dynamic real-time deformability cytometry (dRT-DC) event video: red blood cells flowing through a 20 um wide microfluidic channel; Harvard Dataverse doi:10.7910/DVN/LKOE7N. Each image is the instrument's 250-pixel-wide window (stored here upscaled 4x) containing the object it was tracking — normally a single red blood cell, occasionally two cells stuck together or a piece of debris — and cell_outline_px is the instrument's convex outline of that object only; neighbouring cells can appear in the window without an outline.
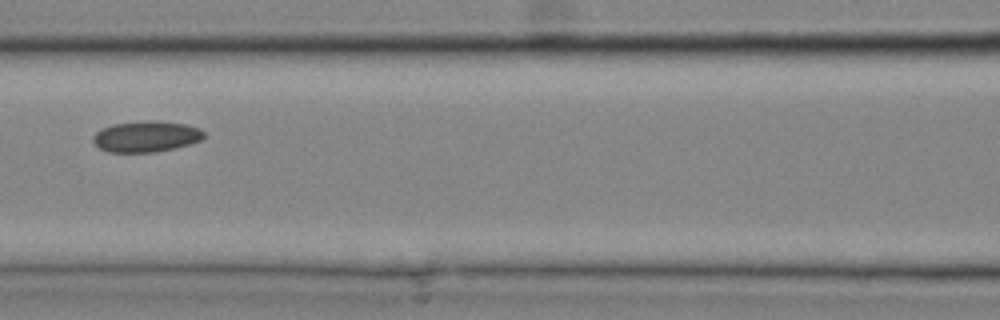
{"species": "common noctule bat (a hibernating species)", "species_latin": "Nyctalus noctula", "temperature_condition": "cold", "stored_images_in_passage": 4, "camera_frame_rate_fps": 3000, "um_per_image_px": 0.085, "animal": {"sex": "male", "body_mass_g": 20.4}, "frame": {"image": 1, "passage_image": 4, "time_ms": 1.0, "image_size_px": [1000, 320], "cell_outline_px": [[204, 136], [200, 140], [176, 148], [156, 152], [108, 152], [100, 148], [92, 140], [92, 136], [96, 132], [112, 124], [144, 120], [156, 120], [188, 124], [200, 128], [204, 132]], "centroid_in_image_um": [12.43, 11.59], "position_along_channel_um": 154.2, "area_um2": 20.17}}